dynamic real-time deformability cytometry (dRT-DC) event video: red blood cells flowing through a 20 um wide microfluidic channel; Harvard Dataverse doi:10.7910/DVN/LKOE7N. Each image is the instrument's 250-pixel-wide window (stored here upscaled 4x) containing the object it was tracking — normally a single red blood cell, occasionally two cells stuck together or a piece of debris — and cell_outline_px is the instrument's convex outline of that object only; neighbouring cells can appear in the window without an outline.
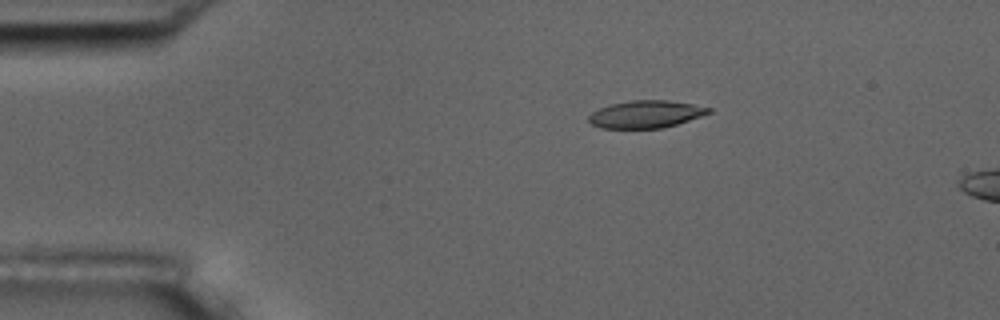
{"species": "common noctule bat (a hibernating species)", "species_latin": "Nyctalus noctula", "temperature_condition": "room temperature", "stored_images_in_passage": 3, "camera_frame_rate_fps": 3000, "um_per_image_px": 0.085, "animal": {"sex": "male", "body_mass_g": 17.5, "forearm_length_mm": 52.3}, "frame": {"image": 1, "passage_image": 1, "time_ms": 0.0, "image_size_px": [1000, 320], "cell_outline_px": [[712, 112], [664, 128], [600, 128], [592, 124], [588, 120], [588, 116], [592, 112], [600, 108], [612, 104], [632, 100], [668, 100], [692, 104], [712, 108]], "centroid_in_image_um": [54.89, 9.71], "position_along_channel_um": 30.1, "area_um2": 19.02}}